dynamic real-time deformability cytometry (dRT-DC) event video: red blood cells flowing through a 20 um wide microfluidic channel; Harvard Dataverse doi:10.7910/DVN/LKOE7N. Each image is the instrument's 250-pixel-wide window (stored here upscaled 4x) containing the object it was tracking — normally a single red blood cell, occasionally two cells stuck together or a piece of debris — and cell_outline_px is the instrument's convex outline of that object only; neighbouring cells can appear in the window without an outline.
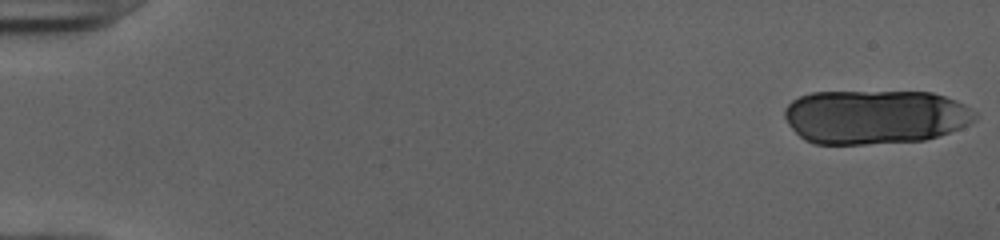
{"species": "human", "species_latin": "Homo sapiens", "temperature_condition": "cold", "stored_images_in_passage": 20, "camera_frame_rate_fps": 3000, "um_per_image_px": 0.085, "donor": {"sex": "female"}, "frame": {"image": 1, "passage_image": 1, "time_ms": 0.0, "image_size_px": [1000, 240], "cell_outline_px": [[976, 116], [968, 124], [960, 128], [924, 140], [864, 144], [812, 144], [804, 140], [788, 124], [784, 116], [784, 108], [792, 100], [800, 96], [812, 92], [932, 92], [956, 100], [964, 104], [976, 112]], "centroid_in_image_um": [74.34, 9.93], "position_along_channel_um": 10.7, "area_um2": 60.17}}